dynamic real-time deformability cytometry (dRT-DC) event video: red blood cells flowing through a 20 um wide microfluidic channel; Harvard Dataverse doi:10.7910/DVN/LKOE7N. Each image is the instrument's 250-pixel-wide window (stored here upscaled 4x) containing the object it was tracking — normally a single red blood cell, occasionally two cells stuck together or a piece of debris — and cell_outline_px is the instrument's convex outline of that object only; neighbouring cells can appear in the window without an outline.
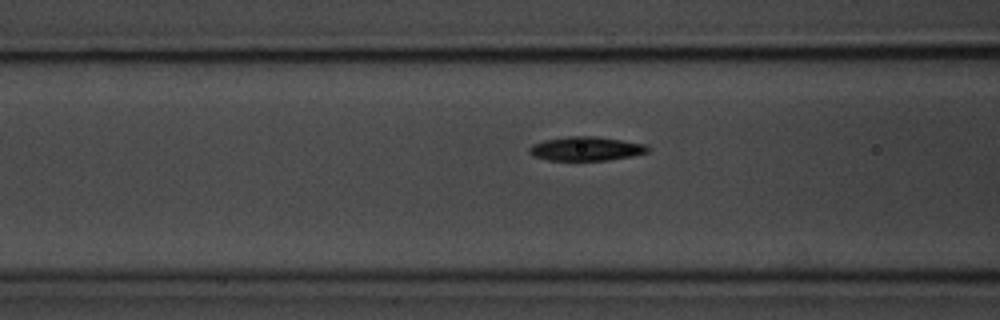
{"species": "common noctule bat (a hibernating species)", "species_latin": "Nyctalus noctula", "temperature_condition": "room temperature", "stored_images_in_passage": 15, "camera_frame_rate_fps": 3000, "um_per_image_px": 0.085, "animal": {"sex": "male", "body_mass_g": 20.1, "forearm_length_mm": 53.5}, "frame": {"image": 1, "passage_image": 13, "time_ms": 4.0, "image_size_px": [1000, 320], "cell_outline_px": [[652, 148], [648, 152], [632, 156], [608, 160], [548, 160], [532, 156], [528, 152], [528, 148], [532, 144], [544, 140], [568, 136], [596, 136], [648, 144]], "centroid_in_image_um": [49.83, 12.63], "position_along_channel_um": 116.8, "area_um2": 16.82}}